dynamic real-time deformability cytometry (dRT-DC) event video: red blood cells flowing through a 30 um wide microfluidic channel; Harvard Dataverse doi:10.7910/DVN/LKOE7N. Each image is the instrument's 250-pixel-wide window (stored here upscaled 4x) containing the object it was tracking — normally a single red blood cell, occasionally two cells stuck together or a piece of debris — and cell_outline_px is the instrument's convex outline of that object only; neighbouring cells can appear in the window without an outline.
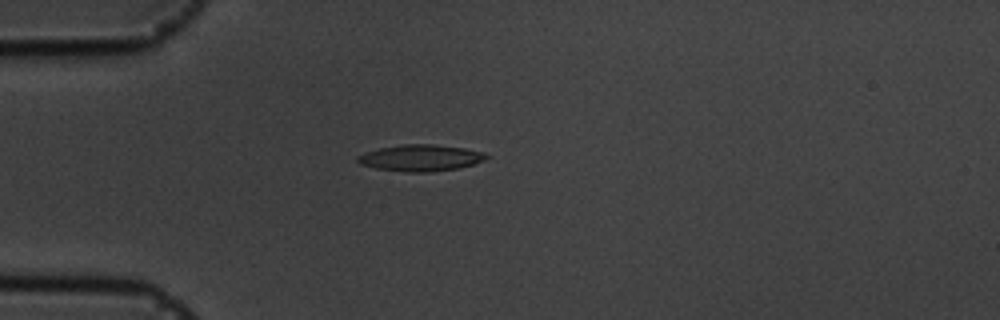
{"species": "common noctule bat (a hibernating species)", "species_latin": "Nyctalus noctula", "temperature_condition": "cold", "stored_images_in_passage": 42, "camera_frame_rate_fps": 3000, "um_per_image_px": 0.085, "animal": {"sex": "male", "body_mass_g": 19.5, "forearm_length_mm": 54.6}, "frame": {"image": 1, "passage_image": 1, "time_ms": 0.0, "image_size_px": [1000, 320], "cell_outline_px": [[492, 156], [484, 160], [460, 168], [432, 172], [408, 172], [376, 168], [360, 164], [356, 160], [356, 156], [380, 148], [400, 144], [432, 144], [464, 148], [484, 152]], "centroid_in_image_um": [35.78, 13.42], "position_along_channel_um": 49.2, "area_um2": 19.88}}
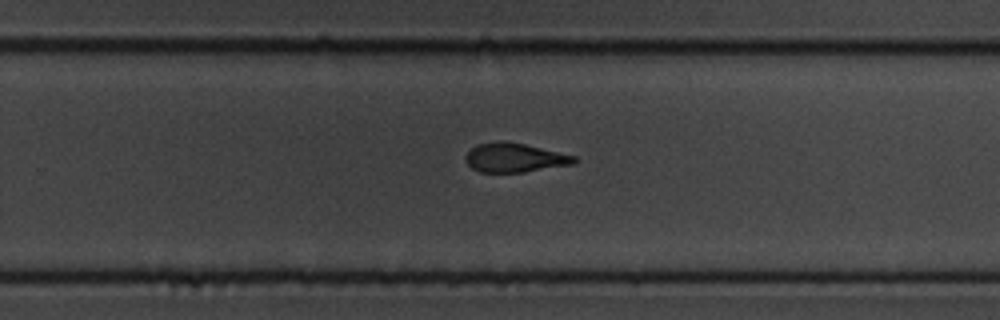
{"frame": {"image": 2, "passage_image": 22, "time_ms": 7.0, "image_size_px": [1000, 320], "cell_outline_px": [[576, 160], [572, 164], [524, 172], [480, 172], [472, 168], [468, 164], [464, 156], [476, 144], [500, 140], [504, 140], [524, 144], [576, 156]], "centroid_in_image_um": [43.7, 13.39], "position_along_channel_um": 286.1, "area_um2": 18.32}}
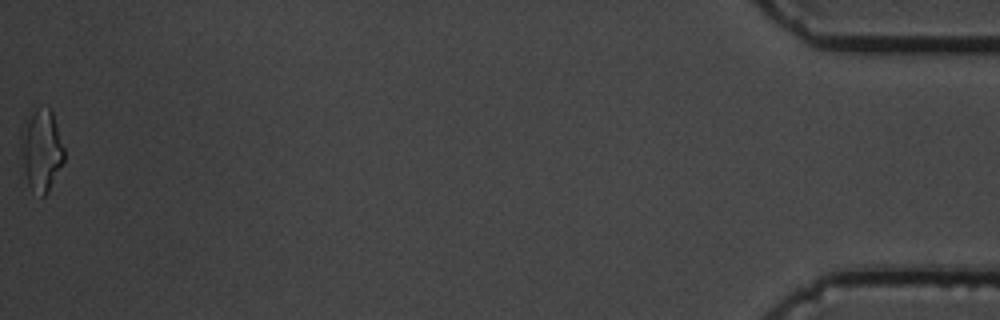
{"frame": {"image": 3, "passage_image": 42, "time_ms": 13.667, "image_size_px": [1000, 320], "cell_outline_px": [[64, 160], [48, 192], [44, 196], [40, 196], [28, 184], [24, 168], [20, 148], [20, 128], [36, 108], [48, 108], [52, 112], [64, 148]], "centroid_in_image_um": [3.5, 12.76], "position_along_channel_um": 431.7, "area_um2": 20.29}, "authors_computed_cell_mechanics": {"area_um2": 19.3341, "velocity_mm_per_s": 3.5964, "shape_relaxation_time_tau1_ms": 5.2161, "shape_relaxation_time_tau2_ms": 4.1372, "deformation_change_tau1": 0.1602, "deformation_change_tau2": 0.1281}}